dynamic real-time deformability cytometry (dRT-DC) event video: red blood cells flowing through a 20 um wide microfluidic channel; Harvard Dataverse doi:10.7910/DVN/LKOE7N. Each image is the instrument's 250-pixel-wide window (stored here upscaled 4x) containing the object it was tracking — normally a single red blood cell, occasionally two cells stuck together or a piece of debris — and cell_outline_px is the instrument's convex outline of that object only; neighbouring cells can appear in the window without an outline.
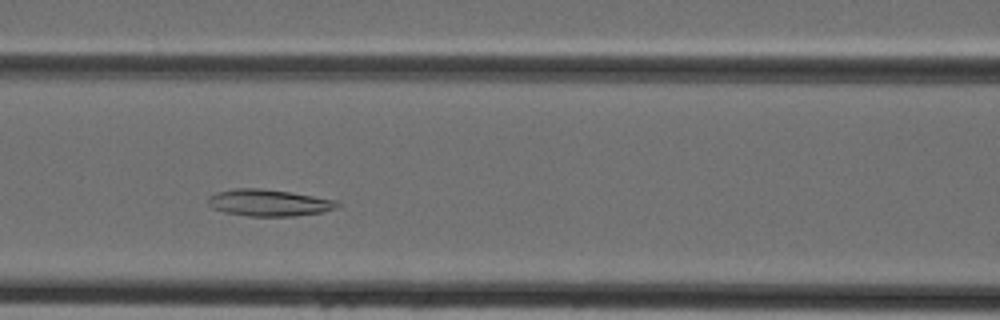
{"species": "Egyptian fruit bat (a non-hibernating species)", "species_latin": "Rousettus aegyptiacus", "temperature_condition": "cold", "stored_images_in_passage": 18, "camera_frame_rate_fps": 3000, "um_per_image_px": 0.085, "animal": {"sex": "female"}, "frame": {"image": 1, "passage_image": 13, "time_ms": 4.0, "image_size_px": [1000, 320], "cell_outline_px": [[344, 204], [336, 208], [324, 212], [296, 216], [248, 216], [224, 212], [212, 208], [208, 204], [208, 196], [216, 192], [236, 188], [260, 188], [288, 192], [336, 200]], "centroid_in_image_um": [22.86, 17.24], "position_along_channel_um": 143.7, "area_um2": 20.23}}
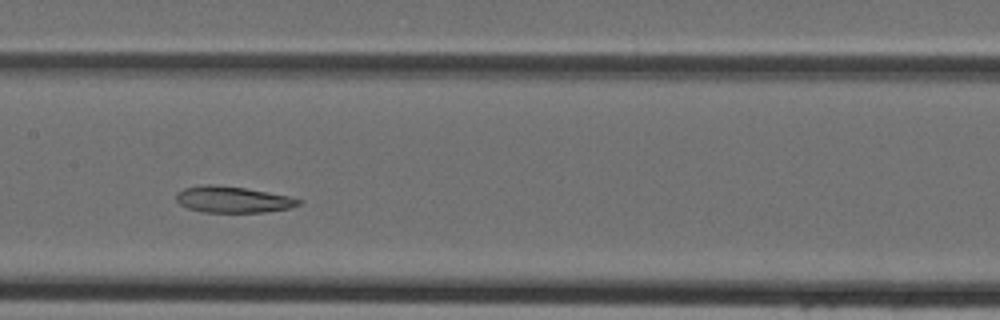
{"frame": {"image": 2, "passage_image": 16, "time_ms": 5.0, "image_size_px": [1000, 320], "cell_outline_px": [[304, 200], [300, 204], [288, 208], [264, 212], [204, 212], [188, 208], [180, 204], [176, 200], [176, 192], [184, 188], [204, 184], [212, 184], [244, 188], [288, 196]], "centroid_in_image_um": [19.76, 16.95], "position_along_channel_um": 187.6, "area_um2": 18.61}}